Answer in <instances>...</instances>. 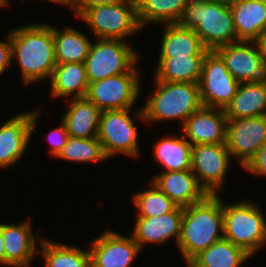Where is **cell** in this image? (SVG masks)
<instances>
[{
    "mask_svg": "<svg viewBox=\"0 0 266 267\" xmlns=\"http://www.w3.org/2000/svg\"><path fill=\"white\" fill-rule=\"evenodd\" d=\"M224 112L227 119L266 115V84L240 83Z\"/></svg>",
    "mask_w": 266,
    "mask_h": 267,
    "instance_id": "d4e9b609",
    "label": "cell"
},
{
    "mask_svg": "<svg viewBox=\"0 0 266 267\" xmlns=\"http://www.w3.org/2000/svg\"><path fill=\"white\" fill-rule=\"evenodd\" d=\"M223 238V202L220 196L208 194L200 202L184 208L177 246L185 264Z\"/></svg>",
    "mask_w": 266,
    "mask_h": 267,
    "instance_id": "7a4b0ae2",
    "label": "cell"
},
{
    "mask_svg": "<svg viewBox=\"0 0 266 267\" xmlns=\"http://www.w3.org/2000/svg\"><path fill=\"white\" fill-rule=\"evenodd\" d=\"M227 122L224 109L202 107L189 116L181 131L192 146L222 144L226 143Z\"/></svg>",
    "mask_w": 266,
    "mask_h": 267,
    "instance_id": "2e32d148",
    "label": "cell"
},
{
    "mask_svg": "<svg viewBox=\"0 0 266 267\" xmlns=\"http://www.w3.org/2000/svg\"><path fill=\"white\" fill-rule=\"evenodd\" d=\"M163 26L159 58L206 55L209 51L193 29L183 28L178 23Z\"/></svg>",
    "mask_w": 266,
    "mask_h": 267,
    "instance_id": "7402d4cb",
    "label": "cell"
},
{
    "mask_svg": "<svg viewBox=\"0 0 266 267\" xmlns=\"http://www.w3.org/2000/svg\"><path fill=\"white\" fill-rule=\"evenodd\" d=\"M243 169L257 176H266V145L257 151Z\"/></svg>",
    "mask_w": 266,
    "mask_h": 267,
    "instance_id": "836d02e7",
    "label": "cell"
},
{
    "mask_svg": "<svg viewBox=\"0 0 266 267\" xmlns=\"http://www.w3.org/2000/svg\"><path fill=\"white\" fill-rule=\"evenodd\" d=\"M231 154L222 144H197L192 146L191 171L209 195H218L230 168Z\"/></svg>",
    "mask_w": 266,
    "mask_h": 267,
    "instance_id": "7c38bea8",
    "label": "cell"
},
{
    "mask_svg": "<svg viewBox=\"0 0 266 267\" xmlns=\"http://www.w3.org/2000/svg\"><path fill=\"white\" fill-rule=\"evenodd\" d=\"M121 1L123 0H71L68 6L75 12V16H78L86 7L112 5Z\"/></svg>",
    "mask_w": 266,
    "mask_h": 267,
    "instance_id": "e575fe53",
    "label": "cell"
},
{
    "mask_svg": "<svg viewBox=\"0 0 266 267\" xmlns=\"http://www.w3.org/2000/svg\"><path fill=\"white\" fill-rule=\"evenodd\" d=\"M131 110L102 111L97 137L108 159L118 153L137 158L140 153L137 127L129 114Z\"/></svg>",
    "mask_w": 266,
    "mask_h": 267,
    "instance_id": "ba28073f",
    "label": "cell"
},
{
    "mask_svg": "<svg viewBox=\"0 0 266 267\" xmlns=\"http://www.w3.org/2000/svg\"><path fill=\"white\" fill-rule=\"evenodd\" d=\"M68 110L62 114L68 135L79 138H96L102 110L86 97L70 99Z\"/></svg>",
    "mask_w": 266,
    "mask_h": 267,
    "instance_id": "ffe728a7",
    "label": "cell"
},
{
    "mask_svg": "<svg viewBox=\"0 0 266 267\" xmlns=\"http://www.w3.org/2000/svg\"><path fill=\"white\" fill-rule=\"evenodd\" d=\"M136 68L89 83L85 97L102 111L131 109L141 93L140 72Z\"/></svg>",
    "mask_w": 266,
    "mask_h": 267,
    "instance_id": "9c48e42d",
    "label": "cell"
},
{
    "mask_svg": "<svg viewBox=\"0 0 266 267\" xmlns=\"http://www.w3.org/2000/svg\"><path fill=\"white\" fill-rule=\"evenodd\" d=\"M38 112L20 113L0 126V168H9L24 156L33 132L37 133Z\"/></svg>",
    "mask_w": 266,
    "mask_h": 267,
    "instance_id": "5bb4252c",
    "label": "cell"
},
{
    "mask_svg": "<svg viewBox=\"0 0 266 267\" xmlns=\"http://www.w3.org/2000/svg\"><path fill=\"white\" fill-rule=\"evenodd\" d=\"M78 17L89 26L97 38L127 41V37L142 29L137 19L136 0L86 7Z\"/></svg>",
    "mask_w": 266,
    "mask_h": 267,
    "instance_id": "8992f818",
    "label": "cell"
},
{
    "mask_svg": "<svg viewBox=\"0 0 266 267\" xmlns=\"http://www.w3.org/2000/svg\"><path fill=\"white\" fill-rule=\"evenodd\" d=\"M52 36L55 43V57L57 64L77 62L84 63L92 42L84 33L73 27L63 30L52 26Z\"/></svg>",
    "mask_w": 266,
    "mask_h": 267,
    "instance_id": "484cf974",
    "label": "cell"
},
{
    "mask_svg": "<svg viewBox=\"0 0 266 267\" xmlns=\"http://www.w3.org/2000/svg\"><path fill=\"white\" fill-rule=\"evenodd\" d=\"M48 1L53 2L55 4L58 3V4H61V5H65V6H68V4H69L68 0H48Z\"/></svg>",
    "mask_w": 266,
    "mask_h": 267,
    "instance_id": "ab89813d",
    "label": "cell"
},
{
    "mask_svg": "<svg viewBox=\"0 0 266 267\" xmlns=\"http://www.w3.org/2000/svg\"><path fill=\"white\" fill-rule=\"evenodd\" d=\"M91 267H129L141 249L132 236L107 230L91 242Z\"/></svg>",
    "mask_w": 266,
    "mask_h": 267,
    "instance_id": "9a60e30c",
    "label": "cell"
},
{
    "mask_svg": "<svg viewBox=\"0 0 266 267\" xmlns=\"http://www.w3.org/2000/svg\"><path fill=\"white\" fill-rule=\"evenodd\" d=\"M250 257L244 249L223 238L196 255L187 267H240Z\"/></svg>",
    "mask_w": 266,
    "mask_h": 267,
    "instance_id": "4316f807",
    "label": "cell"
},
{
    "mask_svg": "<svg viewBox=\"0 0 266 267\" xmlns=\"http://www.w3.org/2000/svg\"><path fill=\"white\" fill-rule=\"evenodd\" d=\"M11 61V40L9 31L6 41H0V75L8 68Z\"/></svg>",
    "mask_w": 266,
    "mask_h": 267,
    "instance_id": "d590c367",
    "label": "cell"
},
{
    "mask_svg": "<svg viewBox=\"0 0 266 267\" xmlns=\"http://www.w3.org/2000/svg\"><path fill=\"white\" fill-rule=\"evenodd\" d=\"M133 203L138 210L137 217H155L172 212L177 205L153 182L150 189L133 195Z\"/></svg>",
    "mask_w": 266,
    "mask_h": 267,
    "instance_id": "1f68e13d",
    "label": "cell"
},
{
    "mask_svg": "<svg viewBox=\"0 0 266 267\" xmlns=\"http://www.w3.org/2000/svg\"><path fill=\"white\" fill-rule=\"evenodd\" d=\"M45 267H91L90 251L39 237Z\"/></svg>",
    "mask_w": 266,
    "mask_h": 267,
    "instance_id": "f546056e",
    "label": "cell"
},
{
    "mask_svg": "<svg viewBox=\"0 0 266 267\" xmlns=\"http://www.w3.org/2000/svg\"><path fill=\"white\" fill-rule=\"evenodd\" d=\"M205 55L158 58L154 80L199 83Z\"/></svg>",
    "mask_w": 266,
    "mask_h": 267,
    "instance_id": "cb8c5ba5",
    "label": "cell"
},
{
    "mask_svg": "<svg viewBox=\"0 0 266 267\" xmlns=\"http://www.w3.org/2000/svg\"><path fill=\"white\" fill-rule=\"evenodd\" d=\"M239 85L221 57L215 51H208L199 81L203 107L225 109L236 95Z\"/></svg>",
    "mask_w": 266,
    "mask_h": 267,
    "instance_id": "30bf717a",
    "label": "cell"
},
{
    "mask_svg": "<svg viewBox=\"0 0 266 267\" xmlns=\"http://www.w3.org/2000/svg\"><path fill=\"white\" fill-rule=\"evenodd\" d=\"M266 145V115L228 119L226 147L244 168Z\"/></svg>",
    "mask_w": 266,
    "mask_h": 267,
    "instance_id": "4fadbf2b",
    "label": "cell"
},
{
    "mask_svg": "<svg viewBox=\"0 0 266 267\" xmlns=\"http://www.w3.org/2000/svg\"><path fill=\"white\" fill-rule=\"evenodd\" d=\"M184 208L176 207L172 212L155 217H137L132 237L140 249L147 243L162 244L175 238L176 244L181 234Z\"/></svg>",
    "mask_w": 266,
    "mask_h": 267,
    "instance_id": "e0dca14e",
    "label": "cell"
},
{
    "mask_svg": "<svg viewBox=\"0 0 266 267\" xmlns=\"http://www.w3.org/2000/svg\"><path fill=\"white\" fill-rule=\"evenodd\" d=\"M239 41H256L266 29V0H239L230 6Z\"/></svg>",
    "mask_w": 266,
    "mask_h": 267,
    "instance_id": "44dd1931",
    "label": "cell"
},
{
    "mask_svg": "<svg viewBox=\"0 0 266 267\" xmlns=\"http://www.w3.org/2000/svg\"><path fill=\"white\" fill-rule=\"evenodd\" d=\"M11 58H17L23 83L51 78L56 67L55 43L51 24H33L10 31Z\"/></svg>",
    "mask_w": 266,
    "mask_h": 267,
    "instance_id": "6da1fadb",
    "label": "cell"
},
{
    "mask_svg": "<svg viewBox=\"0 0 266 267\" xmlns=\"http://www.w3.org/2000/svg\"><path fill=\"white\" fill-rule=\"evenodd\" d=\"M209 1L218 2L220 4L231 6L233 4H236L239 0H209Z\"/></svg>",
    "mask_w": 266,
    "mask_h": 267,
    "instance_id": "f35d334b",
    "label": "cell"
},
{
    "mask_svg": "<svg viewBox=\"0 0 266 267\" xmlns=\"http://www.w3.org/2000/svg\"><path fill=\"white\" fill-rule=\"evenodd\" d=\"M47 140L50 143V154L55 156L62 150L68 140V132L65 124L61 121L59 127L51 130L47 135Z\"/></svg>",
    "mask_w": 266,
    "mask_h": 267,
    "instance_id": "d6a6232c",
    "label": "cell"
},
{
    "mask_svg": "<svg viewBox=\"0 0 266 267\" xmlns=\"http://www.w3.org/2000/svg\"><path fill=\"white\" fill-rule=\"evenodd\" d=\"M140 54L121 39L97 38L85 59L89 83L131 72Z\"/></svg>",
    "mask_w": 266,
    "mask_h": 267,
    "instance_id": "52a82bcc",
    "label": "cell"
},
{
    "mask_svg": "<svg viewBox=\"0 0 266 267\" xmlns=\"http://www.w3.org/2000/svg\"><path fill=\"white\" fill-rule=\"evenodd\" d=\"M70 162L90 163L108 159L103 151L101 142L96 138H79L68 135L66 145L56 156Z\"/></svg>",
    "mask_w": 266,
    "mask_h": 267,
    "instance_id": "4dcf8cb0",
    "label": "cell"
},
{
    "mask_svg": "<svg viewBox=\"0 0 266 267\" xmlns=\"http://www.w3.org/2000/svg\"><path fill=\"white\" fill-rule=\"evenodd\" d=\"M256 43L260 49L261 55L266 61V29L260 34L259 38L256 40Z\"/></svg>",
    "mask_w": 266,
    "mask_h": 267,
    "instance_id": "8d00e7d4",
    "label": "cell"
},
{
    "mask_svg": "<svg viewBox=\"0 0 266 267\" xmlns=\"http://www.w3.org/2000/svg\"><path fill=\"white\" fill-rule=\"evenodd\" d=\"M253 201L223 204L224 238L249 255L266 244V218Z\"/></svg>",
    "mask_w": 266,
    "mask_h": 267,
    "instance_id": "5b68a950",
    "label": "cell"
},
{
    "mask_svg": "<svg viewBox=\"0 0 266 267\" xmlns=\"http://www.w3.org/2000/svg\"><path fill=\"white\" fill-rule=\"evenodd\" d=\"M50 81V94L54 98H83L89 85L85 64L77 62L56 64Z\"/></svg>",
    "mask_w": 266,
    "mask_h": 267,
    "instance_id": "603a6c76",
    "label": "cell"
},
{
    "mask_svg": "<svg viewBox=\"0 0 266 267\" xmlns=\"http://www.w3.org/2000/svg\"><path fill=\"white\" fill-rule=\"evenodd\" d=\"M0 265H5V249L3 239V223H0Z\"/></svg>",
    "mask_w": 266,
    "mask_h": 267,
    "instance_id": "74e56055",
    "label": "cell"
},
{
    "mask_svg": "<svg viewBox=\"0 0 266 267\" xmlns=\"http://www.w3.org/2000/svg\"><path fill=\"white\" fill-rule=\"evenodd\" d=\"M153 152L155 160L165 168L162 172L191 170L192 145L183 135L163 137L157 141Z\"/></svg>",
    "mask_w": 266,
    "mask_h": 267,
    "instance_id": "83f0119b",
    "label": "cell"
},
{
    "mask_svg": "<svg viewBox=\"0 0 266 267\" xmlns=\"http://www.w3.org/2000/svg\"><path fill=\"white\" fill-rule=\"evenodd\" d=\"M178 24L193 29L209 51L239 42L230 6L218 2L187 0Z\"/></svg>",
    "mask_w": 266,
    "mask_h": 267,
    "instance_id": "277c9868",
    "label": "cell"
},
{
    "mask_svg": "<svg viewBox=\"0 0 266 267\" xmlns=\"http://www.w3.org/2000/svg\"><path fill=\"white\" fill-rule=\"evenodd\" d=\"M154 92L135 114L144 122L180 119V128L191 114L203 107L199 83L153 80Z\"/></svg>",
    "mask_w": 266,
    "mask_h": 267,
    "instance_id": "3957f363",
    "label": "cell"
},
{
    "mask_svg": "<svg viewBox=\"0 0 266 267\" xmlns=\"http://www.w3.org/2000/svg\"><path fill=\"white\" fill-rule=\"evenodd\" d=\"M152 182L178 207H188L208 195L191 170L160 172Z\"/></svg>",
    "mask_w": 266,
    "mask_h": 267,
    "instance_id": "ac0fdd59",
    "label": "cell"
},
{
    "mask_svg": "<svg viewBox=\"0 0 266 267\" xmlns=\"http://www.w3.org/2000/svg\"><path fill=\"white\" fill-rule=\"evenodd\" d=\"M137 19L141 28L150 24L178 23L187 0H136Z\"/></svg>",
    "mask_w": 266,
    "mask_h": 267,
    "instance_id": "f1b7e54d",
    "label": "cell"
},
{
    "mask_svg": "<svg viewBox=\"0 0 266 267\" xmlns=\"http://www.w3.org/2000/svg\"><path fill=\"white\" fill-rule=\"evenodd\" d=\"M29 220L18 224H3L5 266L28 267L39 248Z\"/></svg>",
    "mask_w": 266,
    "mask_h": 267,
    "instance_id": "d6986e66",
    "label": "cell"
},
{
    "mask_svg": "<svg viewBox=\"0 0 266 267\" xmlns=\"http://www.w3.org/2000/svg\"><path fill=\"white\" fill-rule=\"evenodd\" d=\"M214 51L239 83L266 84V61L256 41H239Z\"/></svg>",
    "mask_w": 266,
    "mask_h": 267,
    "instance_id": "8fae6325",
    "label": "cell"
},
{
    "mask_svg": "<svg viewBox=\"0 0 266 267\" xmlns=\"http://www.w3.org/2000/svg\"><path fill=\"white\" fill-rule=\"evenodd\" d=\"M9 1H10V0H0V7H1V8H4V7L9 6V4H10Z\"/></svg>",
    "mask_w": 266,
    "mask_h": 267,
    "instance_id": "60d3db41",
    "label": "cell"
}]
</instances>
